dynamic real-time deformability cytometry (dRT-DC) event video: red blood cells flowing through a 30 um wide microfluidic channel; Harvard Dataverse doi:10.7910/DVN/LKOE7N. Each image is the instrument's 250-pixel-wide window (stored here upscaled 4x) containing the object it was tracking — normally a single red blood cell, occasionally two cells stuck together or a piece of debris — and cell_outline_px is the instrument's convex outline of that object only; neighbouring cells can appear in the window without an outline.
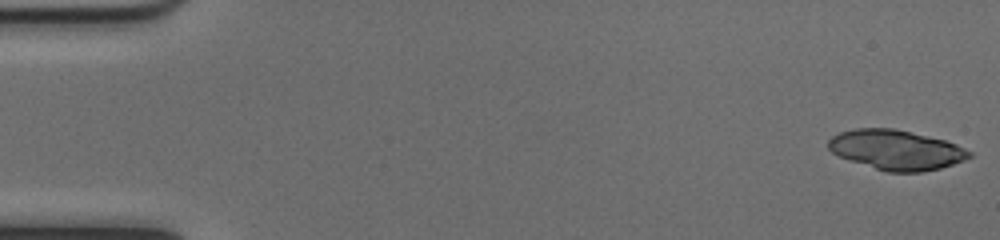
{"species": "common noctule bat (a hibernating species)", "species_latin": "Nyctalus noctula", "temperature_condition": "cold", "stored_images_in_passage": 50, "camera_frame_rate_fps": 3000, "um_per_image_px": 0.085, "animal": {"sex": "female", "body_mass_g": 17.0, "forearm_length_mm": 48.0}, "frame": {"image": 1, "passage_image": 1, "time_ms": 0.0, "image_size_px": [1000, 240], "cell_outline_px": [[972, 156], [964, 160], [940, 168], [920, 172], [888, 172], [840, 156], [832, 152], [828, 148], [828, 140], [832, 136], [840, 132], [856, 128], [892, 128], [928, 136], [944, 140], [956, 144], [972, 152]], "centroid_in_image_um": [76.18, 12.73], "position_along_channel_um": 8.8, "area_um2": 32.25}, "authors_computed_cell_mechanics": {"area_um2": 20.7213, "velocity_mm_per_s": 4.0272, "shape_relaxation_time_tau1_ms": 10.3638, "shape_relaxation_time_tau2_ms": 2.0, "deformation_change_tau1": 0.2609, "deformation_change_tau2": 0.0691}}